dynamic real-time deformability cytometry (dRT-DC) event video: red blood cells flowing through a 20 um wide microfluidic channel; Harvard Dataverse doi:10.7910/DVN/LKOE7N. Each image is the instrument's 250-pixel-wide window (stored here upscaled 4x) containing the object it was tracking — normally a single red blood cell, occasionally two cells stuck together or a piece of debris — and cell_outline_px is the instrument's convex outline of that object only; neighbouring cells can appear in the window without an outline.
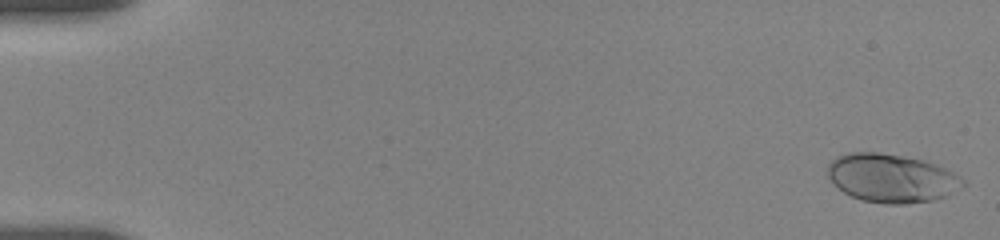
{"species": "human", "species_latin": "Homo sapiens", "temperature_condition": "room temperature", "stored_images_in_passage": 11, "camera_frame_rate_fps": 3000, "um_per_image_px": 0.085, "donor": {"sex": "female"}, "frame": {"image": 1, "passage_image": 1, "time_ms": 0.0, "image_size_px": [1000, 240], "cell_outline_px": [[968, 184], [944, 196], [932, 200], [908, 204], [884, 204], [860, 200], [844, 192], [828, 176], [828, 164], [836, 156], [848, 152], [880, 152], [904, 156], [920, 160], [944, 168], [960, 176]], "centroid_in_image_um": [75.77, 15.14], "position_along_channel_um": 9.2, "area_um2": 38.03}}
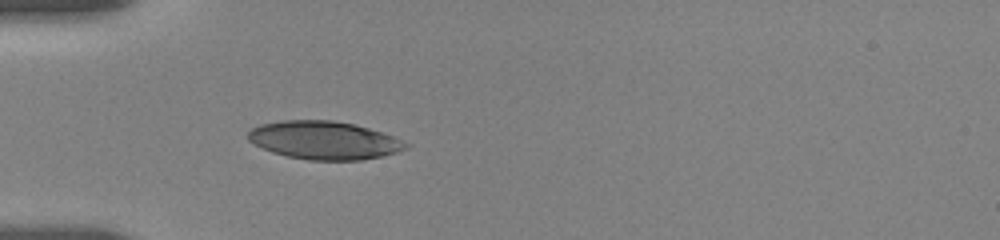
{"frame": {"image": 2, "passage_image": 7, "time_ms": 5.333, "image_size_px": [1000, 240], "cell_outline_px": [[412, 144], [408, 148], [400, 152], [360, 160], [308, 160], [288, 156], [272, 152], [248, 140], [248, 132], [252, 128], [260, 124], [280, 120], [332, 120], [352, 124], [368, 128], [392, 136]], "centroid_in_image_um": [27.57, 11.92], "position_along_channel_um": 57.4, "area_um2": 34.97}}
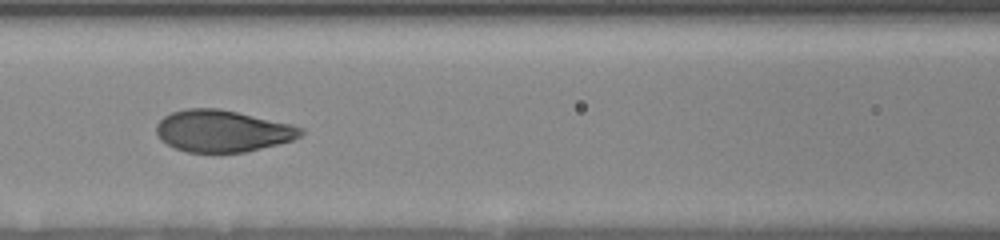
{"frame": {"image": 3, "passage_image": 10, "time_ms": 8.0, "image_size_px": [1000, 240], "cell_outline_px": [[304, 132], [300, 136], [292, 140], [244, 152], [184, 152], [160, 140], [156, 132], [156, 124], [164, 116], [172, 112], [188, 108], [220, 108], [292, 124], [304, 128]], "centroid_in_image_um": [18.89, 11.12], "position_along_channel_um": 147.7, "area_um2": 35.14}}